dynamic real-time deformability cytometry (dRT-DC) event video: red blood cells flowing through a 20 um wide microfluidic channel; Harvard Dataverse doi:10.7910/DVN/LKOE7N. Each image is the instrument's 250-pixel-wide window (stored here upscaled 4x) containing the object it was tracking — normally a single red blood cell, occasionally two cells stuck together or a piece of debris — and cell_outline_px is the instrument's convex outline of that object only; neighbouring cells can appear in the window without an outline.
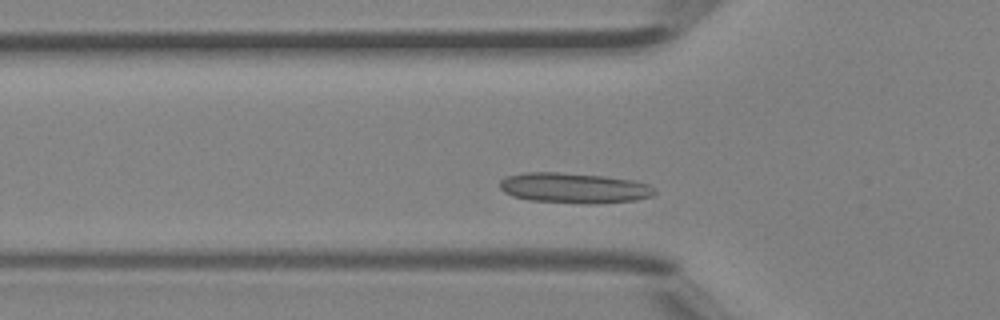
{"species": "Egyptian fruit bat (a non-hibernating species)", "species_latin": "Rousettus aegyptiacus", "temperature_condition": "room temperature", "stored_images_in_passage": 40, "camera_frame_rate_fps": 3000, "um_per_image_px": 0.085, "animal": {"sex": "female"}, "frame": {"image": 1, "passage_image": 13, "time_ms": 4.0, "image_size_px": [1000, 320], "cell_outline_px": [[656, 192], [652, 196], [636, 200], [596, 204], [584, 204], [528, 200], [512, 196], [504, 192], [500, 188], [500, 180], [504, 176], [528, 172], [556, 172], [604, 176], [632, 180], [648, 184], [656, 188]], "centroid_in_image_um": [48.79, 15.99], "position_along_channel_um": 77.0, "area_um2": 27.63}}
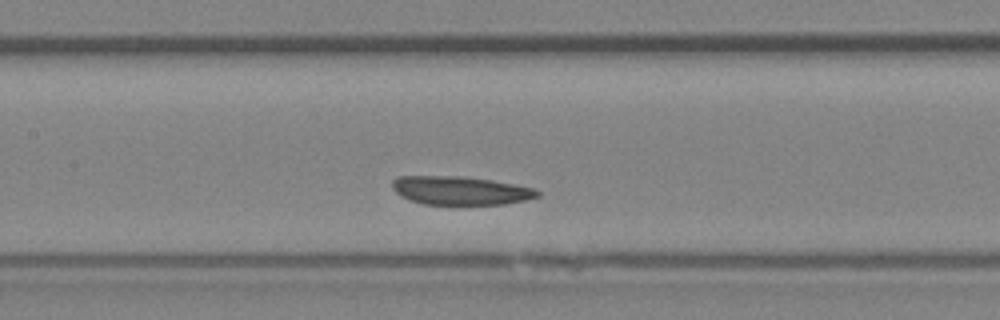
{"frame": {"image": 2, "passage_image": 20, "time_ms": 6.333, "image_size_px": [1000, 320], "cell_outline_px": [[540, 196], [524, 200], [504, 204], [420, 204], [400, 196], [392, 188], [392, 180], [396, 176], [464, 176], [492, 180], [536, 188], [540, 192]], "centroid_in_image_um": [39.12, 16.19], "position_along_channel_um": 168.3, "area_um2": 24.28}}
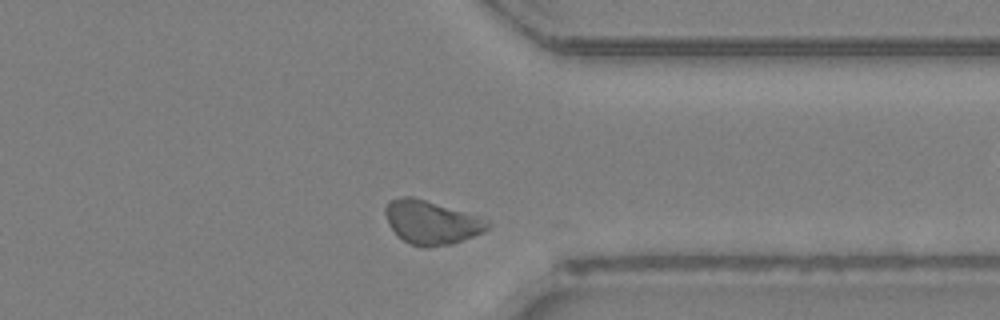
{"frame": {"image": 3, "passage_image": 35, "time_ms": 11.333, "image_size_px": [1000, 320], "cell_outline_px": [[488, 228], [484, 232], [452, 244], [428, 248], [424, 248], [412, 244], [404, 240], [388, 224], [384, 212], [384, 208], [388, 200], [404, 196], [412, 196], [472, 216], [488, 224]], "centroid_in_image_um": [36.56, 18.92], "position_along_channel_um": 374.8, "area_um2": 25.09}}